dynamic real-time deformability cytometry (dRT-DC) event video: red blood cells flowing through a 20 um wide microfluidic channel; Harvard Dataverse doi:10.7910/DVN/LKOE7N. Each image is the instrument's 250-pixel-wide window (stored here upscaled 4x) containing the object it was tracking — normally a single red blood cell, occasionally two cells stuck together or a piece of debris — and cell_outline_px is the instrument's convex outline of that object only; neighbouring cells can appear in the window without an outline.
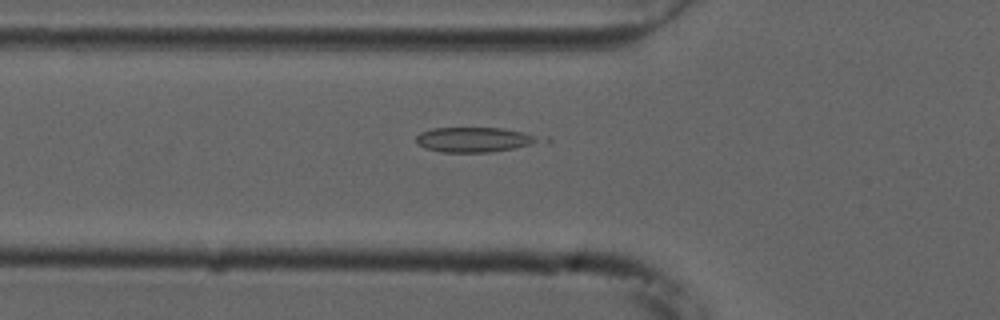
{"species": "common noctule bat (a hibernating species)", "species_latin": "Nyctalus noctula", "temperature_condition": "cold", "stored_images_in_passage": 40, "camera_frame_rate_fps": 3000, "um_per_image_px": 0.085, "animal": {"sex": "male", "forearm_length_mm": 52.5}, "frame": {"image": 1, "passage_image": 4, "time_ms": 1.0, "image_size_px": [1000, 320], "cell_outline_px": [[552, 140], [548, 144], [492, 152], [440, 152], [424, 148], [416, 140], [416, 136], [420, 132], [432, 128], [500, 128], [548, 136]], "centroid_in_image_um": [40.63, 11.88], "position_along_channel_um": 85.2, "area_um2": 18.96}}
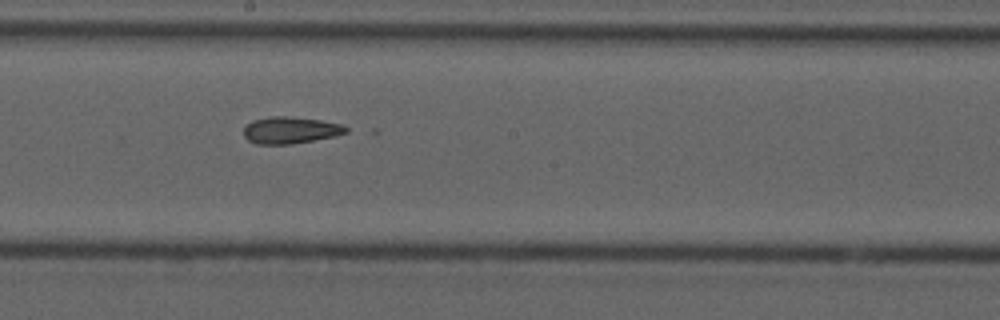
{"frame": {"image": 2, "passage_image": 15, "time_ms": 4.667, "image_size_px": [1000, 320], "cell_outline_px": [[348, 132], [336, 136], [292, 144], [256, 144], [248, 140], [244, 136], [244, 128], [252, 120], [268, 116], [292, 116], [320, 120], [344, 124], [348, 128]], "centroid_in_image_um": [24.71, 11.05], "position_along_channel_um": 223.5, "area_um2": 16.18}}
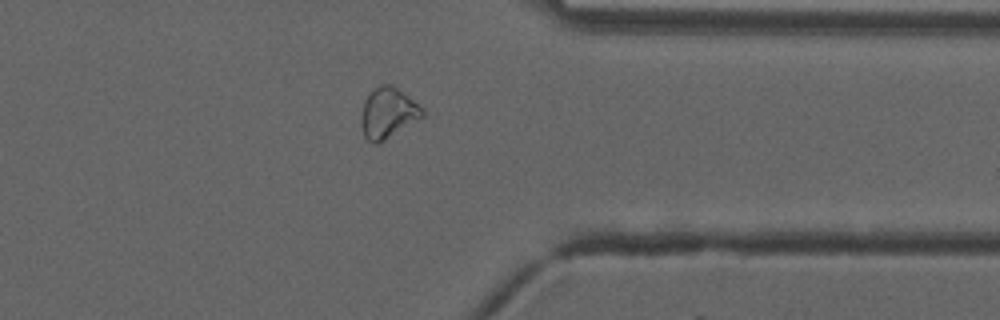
{"frame": {"image": 3, "passage_image": 28, "time_ms": 9.0, "image_size_px": [1000, 320], "cell_outline_px": [[424, 116], [384, 140], [376, 144], [372, 144], [364, 136], [360, 124], [360, 112], [364, 100], [380, 84], [392, 84], [424, 108]], "centroid_in_image_um": [32.95, 9.61], "position_along_channel_um": 378.4, "area_um2": 18.03}, "authors_computed_cell_mechanics": {"area_um2": 16.9065, "velocity_mm_per_s": 3.7487, "shape_relaxation_time_tau1_ms": 5.4089, "shape_relaxation_time_tau2_ms": null, "deformation_change_tau1": 0.1412, "deformation_change_tau2": null}}